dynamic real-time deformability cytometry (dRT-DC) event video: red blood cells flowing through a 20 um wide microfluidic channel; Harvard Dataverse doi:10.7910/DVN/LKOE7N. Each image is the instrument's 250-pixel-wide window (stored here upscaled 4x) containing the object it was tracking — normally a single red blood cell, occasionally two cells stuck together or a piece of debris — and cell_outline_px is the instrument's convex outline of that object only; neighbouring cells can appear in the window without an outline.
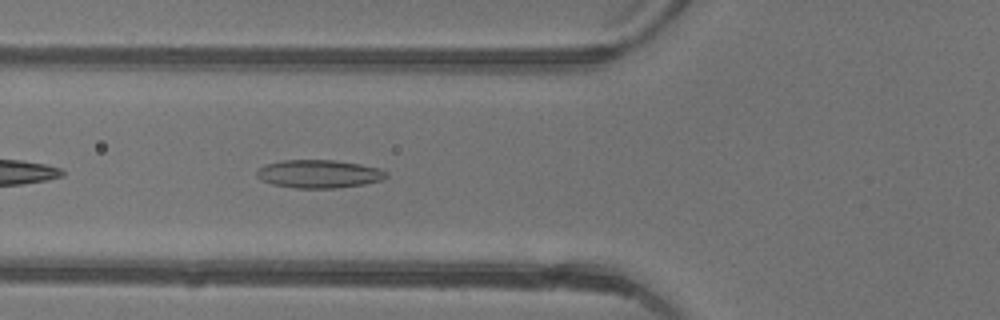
{"species": "common noctule bat (a hibernating species)", "species_latin": "Nyctalus noctula", "temperature_condition": "warm", "stored_images_in_passage": 26, "camera_frame_rate_fps": 3000, "um_per_image_px": 0.085, "animal": {"sex": "female"}, "frame": {"image": 1, "passage_image": 4, "time_ms": 1.0, "image_size_px": [1000, 320], "cell_outline_px": [[388, 176], [380, 180], [364, 184], [336, 188], [296, 188], [272, 184], [260, 180], [256, 176], [256, 172], [264, 164], [280, 160], [336, 160], [360, 164], [380, 168], [388, 172]], "centroid_in_image_um": [27.09, 14.77], "position_along_channel_um": 98.7, "area_um2": 21.39}}
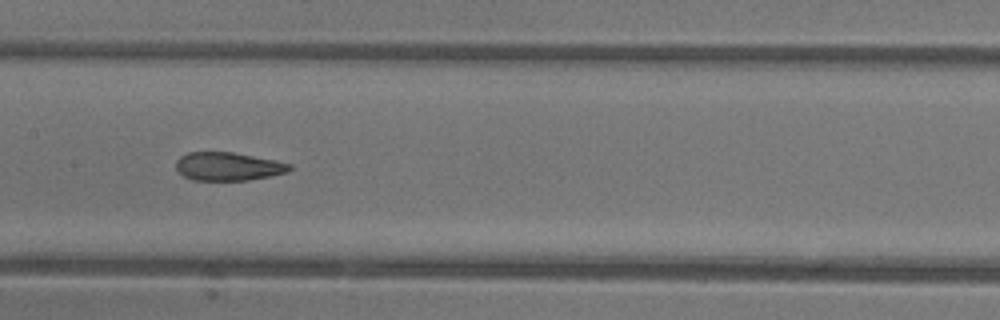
{"frame": {"image": 2, "passage_image": 10, "time_ms": 3.0, "image_size_px": [1000, 320], "cell_outline_px": [[292, 168], [288, 172], [248, 180], [192, 180], [184, 176], [176, 168], [176, 160], [180, 156], [188, 152], [232, 152], [276, 160], [292, 164]], "centroid_in_image_um": [19.39, 14.14], "position_along_channel_um": 188.0, "area_um2": 18.73}}
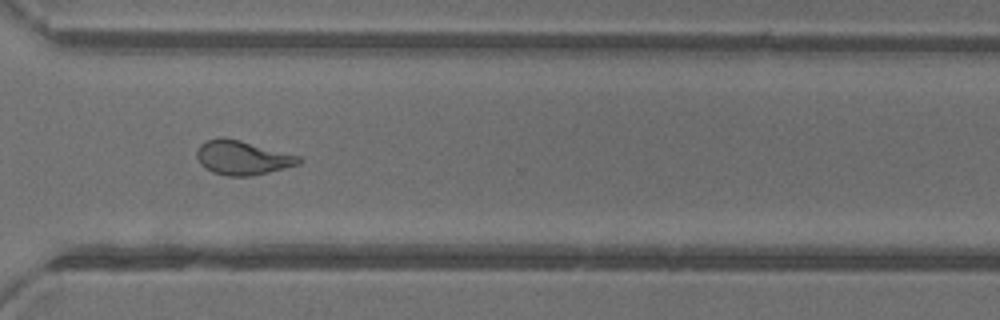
{"frame": {"image": 3, "passage_image": 21, "time_ms": 6.667, "image_size_px": [1000, 320], "cell_outline_px": [[304, 160], [300, 164], [252, 176], [228, 176], [212, 172], [204, 168], [200, 164], [196, 156], [196, 152], [200, 144], [208, 140], [220, 136], [224, 136], [240, 140], [300, 156]], "centroid_in_image_um": [20.59, 13.4], "position_along_channel_um": 350.0, "area_um2": 20.46}, "authors_computed_cell_mechanics": {"area_um2": 19.9988, "velocity_mm_per_s": 4.4329, "shape_relaxation_time_tau1_ms": null, "shape_relaxation_time_tau2_ms": 1.375, "deformation_change_tau1": null, "deformation_change_tau2": 0.0901}}